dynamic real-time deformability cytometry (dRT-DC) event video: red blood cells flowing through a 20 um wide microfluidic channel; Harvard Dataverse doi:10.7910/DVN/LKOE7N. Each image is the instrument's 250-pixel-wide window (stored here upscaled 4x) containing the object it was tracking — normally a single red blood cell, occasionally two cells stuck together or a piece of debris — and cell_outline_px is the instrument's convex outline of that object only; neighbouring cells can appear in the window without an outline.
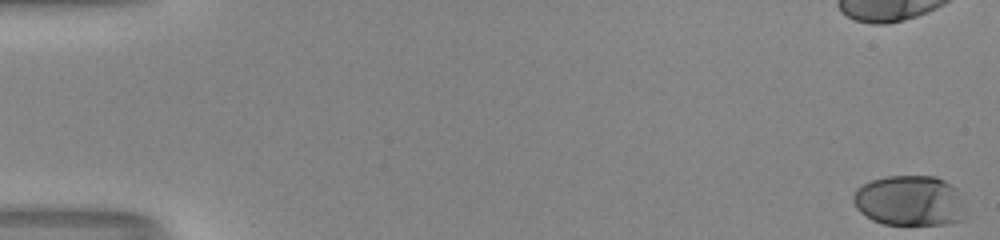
{"species": "human", "species_latin": "Homo sapiens", "temperature_condition": "room temperature", "stored_images_in_passage": 44, "camera_frame_rate_fps": 3000, "um_per_image_px": 0.085, "donor": {"sex": "male"}, "frame": {"image": 1, "passage_image": 1, "time_ms": 0.0, "image_size_px": [1000, 240], "cell_outline_px": [[964, 220], [944, 224], [884, 224], [872, 220], [864, 216], [856, 208], [852, 200], [852, 196], [856, 188], [872, 180], [888, 176], [936, 176], [952, 184], [956, 188]], "centroid_in_image_um": [77.25, 17.06], "position_along_channel_um": 7.7, "area_um2": 32.77}}